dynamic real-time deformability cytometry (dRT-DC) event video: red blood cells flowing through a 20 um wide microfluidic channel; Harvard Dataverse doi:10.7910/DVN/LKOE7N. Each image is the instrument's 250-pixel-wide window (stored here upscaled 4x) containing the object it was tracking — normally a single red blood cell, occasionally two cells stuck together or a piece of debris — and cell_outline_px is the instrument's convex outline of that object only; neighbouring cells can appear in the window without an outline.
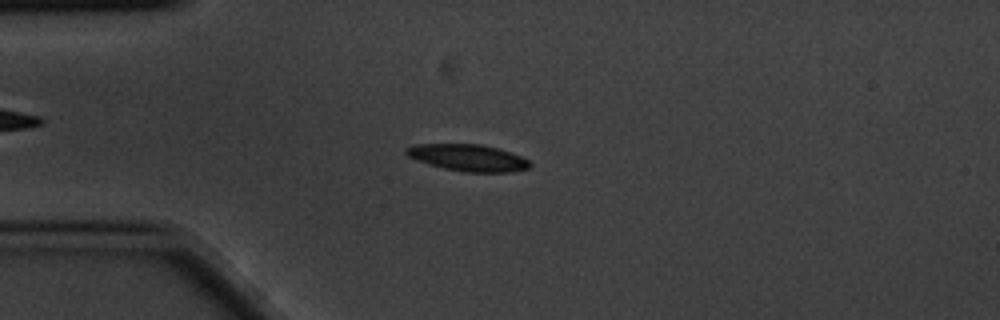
{"species": "common noctule bat (a hibernating species)", "species_latin": "Nyctalus noctula", "temperature_condition": "cold", "stored_images_in_passage": 8, "camera_frame_rate_fps": 3000, "um_per_image_px": 0.085, "animal": {"sex": "male", "body_mass_g": 20.1, "forearm_length_mm": 53.5}, "frame": {"image": 1, "passage_image": 1, "time_ms": 0.0, "image_size_px": [1000, 320], "cell_outline_px": [[532, 164], [528, 168], [508, 172], [468, 172], [444, 168], [428, 164], [416, 160], [408, 156], [404, 152], [404, 148], [412, 144], [480, 144], [496, 148], [520, 156], [528, 160]], "centroid_in_image_um": [39.72, 13.4], "position_along_channel_um": 45.3, "area_um2": 19.13}}
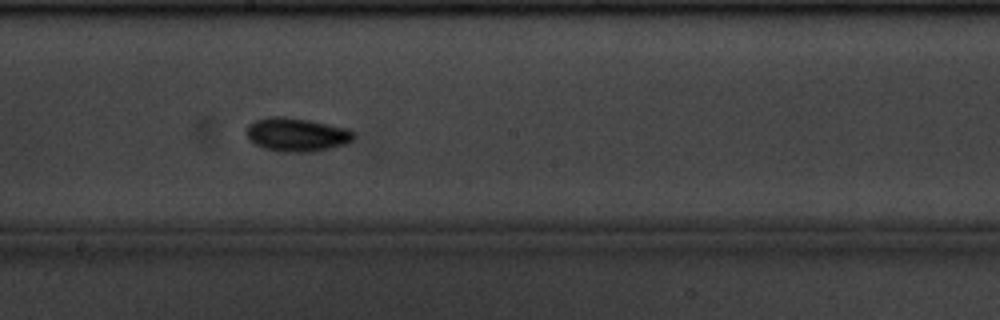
{"frame": {"image": 2, "passage_image": 6, "time_ms": 1.667, "image_size_px": [1000, 320], "cell_outline_px": [[356, 136], [352, 140], [344, 144], [332, 148], [312, 152], [276, 152], [264, 148], [256, 144], [248, 136], [248, 124], [256, 120], [276, 116], [284, 116], [308, 120], [348, 128]], "centroid_in_image_um": [25.25, 11.45], "position_along_channel_um": 222.9, "area_um2": 20.87}}